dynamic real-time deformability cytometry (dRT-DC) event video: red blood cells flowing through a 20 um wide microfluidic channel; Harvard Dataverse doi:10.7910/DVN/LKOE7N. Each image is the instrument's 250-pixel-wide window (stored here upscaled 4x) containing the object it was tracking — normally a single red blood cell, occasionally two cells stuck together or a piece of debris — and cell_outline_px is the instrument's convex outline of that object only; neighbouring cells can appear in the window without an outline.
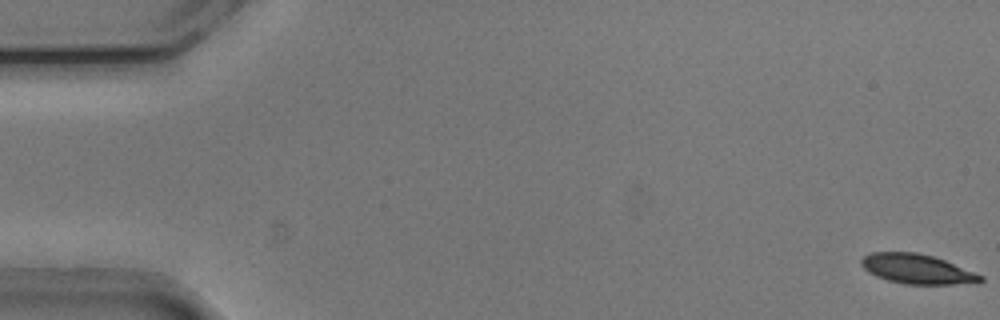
{"species": "common noctule bat (a hibernating species)", "species_latin": "Nyctalus noctula", "temperature_condition": "cold", "stored_images_in_passage": 10, "camera_frame_rate_fps": 3000, "um_per_image_px": 0.085, "animal": {"sex": "male", "body_mass_g": 20.5, "forearm_length_mm": 52.5}, "frame": {"image": 1, "passage_image": 1, "time_ms": 0.0, "image_size_px": [1000, 320], "cell_outline_px": [[984, 280], [980, 284], [904, 284], [888, 280], [876, 276], [868, 272], [860, 264], [860, 260], [864, 256], [872, 252], [916, 252], [932, 256], [944, 260], [984, 276]], "centroid_in_image_um": [77.98, 22.88], "position_along_channel_um": 7.0, "area_um2": 20.69}}